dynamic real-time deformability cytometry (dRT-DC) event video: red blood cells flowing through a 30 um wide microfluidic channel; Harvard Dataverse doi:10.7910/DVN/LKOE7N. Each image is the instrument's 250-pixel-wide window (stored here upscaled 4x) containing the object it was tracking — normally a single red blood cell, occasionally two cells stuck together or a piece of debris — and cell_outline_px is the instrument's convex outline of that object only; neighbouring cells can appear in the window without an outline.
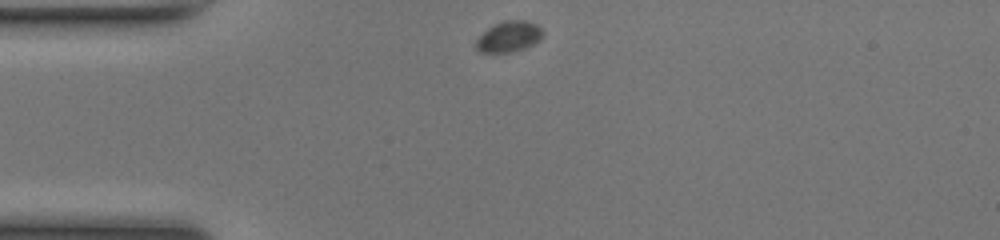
{"species": "common noctule bat (a hibernating species)", "species_latin": "Nyctalus noctula", "temperature_condition": "room temperature", "stored_images_in_passage": 42, "camera_frame_rate_fps": 3000, "um_per_image_px": 0.085, "animal": {"sex": "female", "body_mass_g": 17.0, "forearm_length_mm": 48.0}, "frame": {"image": 1, "passage_image": 1, "time_ms": 0.0, "image_size_px": [1000, 240], "cell_outline_px": [[544, 32], [540, 40], [524, 48], [508, 52], [480, 52], [476, 48], [476, 40], [488, 28], [504, 20], [524, 20], [536, 24]], "centroid_in_image_um": [43.26, 3.1], "position_along_channel_um": 41.7, "area_um2": 11.73}}
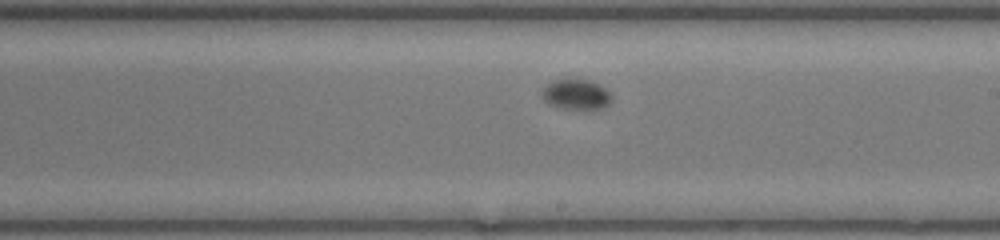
{"frame": {"image": 2, "passage_image": 19, "time_ms": 6.0, "image_size_px": [1000, 240], "cell_outline_px": [[612, 100], [608, 104], [600, 108], [560, 108], [544, 100], [540, 92], [548, 84], [556, 80], [588, 80], [604, 88], [612, 96]], "centroid_in_image_um": [48.96, 8.03], "position_along_channel_um": 240.0, "area_um2": 11.73}}
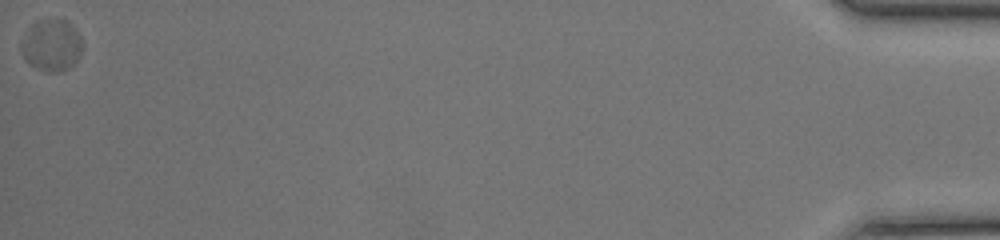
{"frame": {"image": 3, "passage_image": 42, "time_ms": 13.667, "image_size_px": [1000, 240], "cell_outline_px": [[84, 44], [80, 56], [68, 68], [60, 72], [48, 72], [24, 60], [20, 52], [20, 44], [28, 28], [36, 20], [68, 20], [80, 36]], "centroid_in_image_um": [4.38, 3.84], "position_along_channel_um": 430.8, "area_um2": 18.5}}